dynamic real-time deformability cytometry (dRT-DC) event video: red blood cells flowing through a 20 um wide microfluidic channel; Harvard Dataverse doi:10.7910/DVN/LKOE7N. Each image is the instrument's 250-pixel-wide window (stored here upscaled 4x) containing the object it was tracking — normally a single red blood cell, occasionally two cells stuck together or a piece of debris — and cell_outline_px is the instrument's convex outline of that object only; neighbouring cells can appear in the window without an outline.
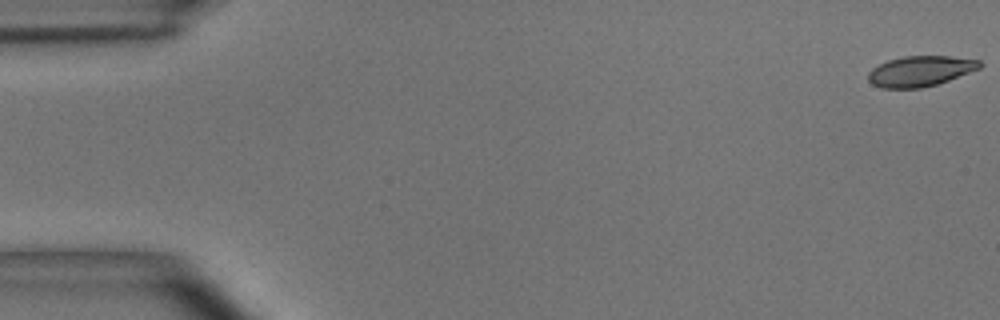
{"species": "common noctule bat (a hibernating species)", "species_latin": "Nyctalus noctula", "temperature_condition": "room temperature", "stored_images_in_passage": 55, "camera_frame_rate_fps": 3000, "um_per_image_px": 0.085, "animal": {"sex": "male", "body_mass_g": 15.6}, "frame": {"image": 1, "passage_image": 1, "time_ms": 0.0, "image_size_px": [1000, 320], "cell_outline_px": [[984, 64], [980, 68], [948, 80], [936, 84], [920, 88], [880, 88], [872, 84], [868, 80], [868, 72], [872, 68], [888, 60], [904, 56], [948, 56], [980, 60]], "centroid_in_image_um": [78.21, 6.04], "position_along_channel_um": 6.8, "area_um2": 19.71}}
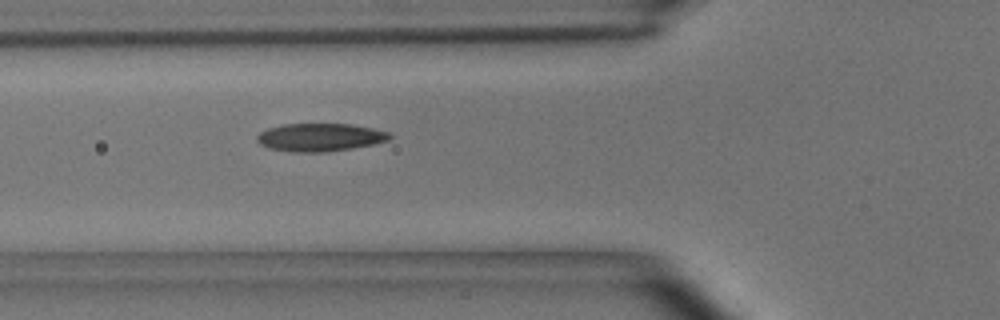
{"frame": {"image": 2, "passage_image": 20, "time_ms": 6.333, "image_size_px": [1000, 320], "cell_outline_px": [[392, 136], [388, 140], [376, 144], [328, 152], [292, 152], [268, 148], [260, 144], [256, 140], [256, 136], [260, 132], [268, 128], [284, 124], [352, 124], [372, 128], [388, 132]], "centroid_in_image_um": [27.19, 11.68], "position_along_channel_um": 98.6, "area_um2": 21.73}}
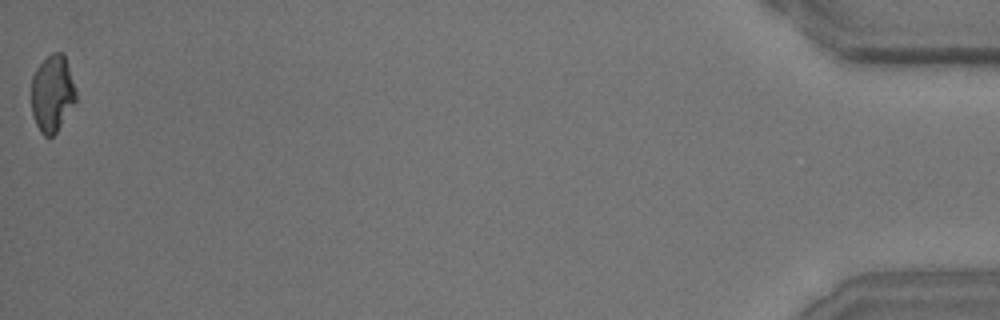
{"frame": {"image": 3, "passage_image": 55, "time_ms": 18.0, "image_size_px": [1000, 320], "cell_outline_px": [[76, 100], [56, 132], [52, 136], [44, 136], [40, 132], [32, 116], [32, 76], [36, 68], [52, 52], [64, 52], [76, 92]], "centroid_in_image_um": [4.43, 7.93], "position_along_channel_um": 430.8, "area_um2": 19.77}, "authors_computed_cell_mechanics": {"area_um2": 20.9814, "velocity_mm_per_s": 3.6499, "shape_relaxation_time_tau1_ms": 4.8697, "shape_relaxation_time_tau2_ms": 2.5493, "deformation_change_tau1": 0.1489, "deformation_change_tau2": 0.0871}}